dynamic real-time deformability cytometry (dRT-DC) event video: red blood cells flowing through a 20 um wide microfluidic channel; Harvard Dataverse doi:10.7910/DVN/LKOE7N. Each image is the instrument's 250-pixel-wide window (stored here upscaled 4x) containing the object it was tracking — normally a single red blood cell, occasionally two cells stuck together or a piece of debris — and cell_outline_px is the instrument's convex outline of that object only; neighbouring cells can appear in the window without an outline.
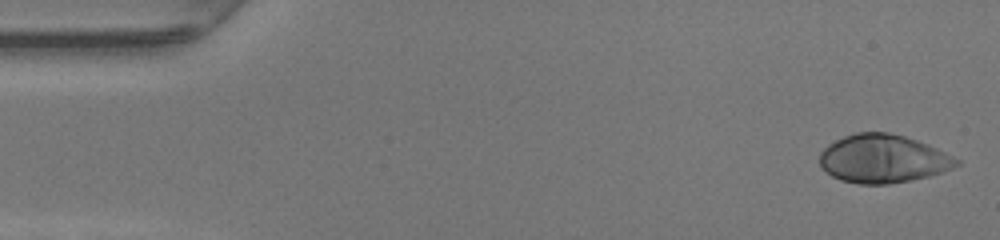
{"species": "human", "species_latin": "Homo sapiens", "temperature_condition": "warm", "stored_images_in_passage": 48, "camera_frame_rate_fps": 3000, "um_per_image_px": 0.085, "donor": {"sex": "female"}, "frame": {"image": 1, "passage_image": 1, "time_ms": 0.0, "image_size_px": [1000, 240], "cell_outline_px": [[960, 164], [952, 168], [928, 176], [912, 180], [888, 184], [860, 184], [840, 180], [832, 176], [820, 168], [820, 152], [828, 144], [852, 132], [888, 132], [904, 136], [928, 144], [960, 160]], "centroid_in_image_um": [75.02, 13.49], "position_along_channel_um": 10.0, "area_um2": 38.55}}
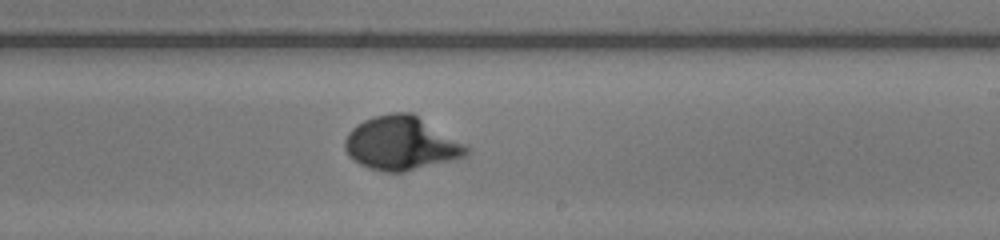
{"frame": {"image": 2, "passage_image": 28, "time_ms": 9.0, "image_size_px": [1000, 240], "cell_outline_px": [[468, 156], [456, 160], [404, 172], [384, 172], [368, 168], [352, 160], [348, 156], [344, 148], [344, 140], [348, 132], [356, 124], [372, 116], [392, 112], [412, 112], [464, 144], [468, 148]], "centroid_in_image_um": [34.07, 12.19], "position_along_channel_um": 254.9, "area_um2": 38.32}}
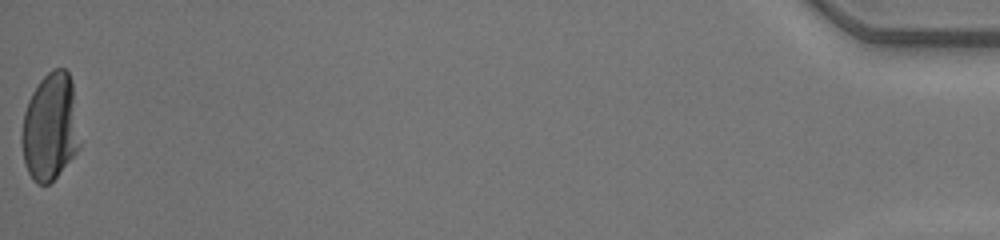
{"frame": {"image": 3, "passage_image": 48, "time_ms": 15.667, "image_size_px": [1000, 240], "cell_outline_px": [[80, 148], [56, 176], [48, 184], [36, 184], [32, 180], [28, 172], [24, 160], [20, 144], [20, 136], [24, 112], [28, 100], [32, 92], [40, 80], [52, 68], [64, 68], [68, 72], [72, 80], [80, 144]], "centroid_in_image_um": [4.24, 10.79], "position_along_channel_um": 431.0, "area_um2": 36.59}, "authors_computed_cell_mechanics": {"area_um2": 36.5874, "velocity_mm_per_s": 4.2309, "shape_relaxation_time_tau1_ms": 4.7641, "shape_relaxation_time_tau2_ms": null, "deformation_change_tau1": 0.2923, "deformation_change_tau2": null}}